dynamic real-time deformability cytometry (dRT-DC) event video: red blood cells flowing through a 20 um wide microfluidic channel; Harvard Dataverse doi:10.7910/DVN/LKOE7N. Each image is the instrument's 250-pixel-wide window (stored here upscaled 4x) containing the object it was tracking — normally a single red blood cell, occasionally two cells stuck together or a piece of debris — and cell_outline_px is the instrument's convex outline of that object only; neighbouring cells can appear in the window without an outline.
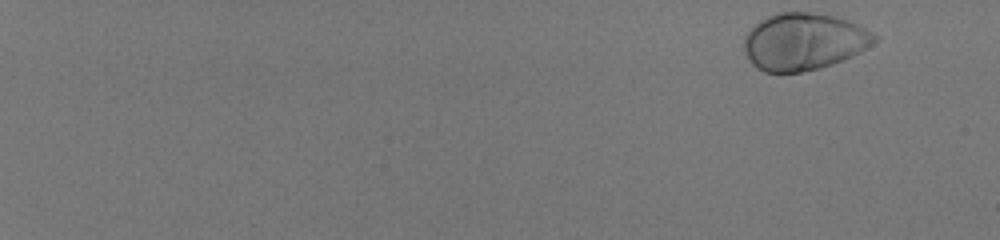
{"species": "human", "species_latin": "Homo sapiens", "temperature_condition": "room temperature", "stored_images_in_passage": 54, "camera_frame_rate_fps": 3000, "um_per_image_px": 0.085, "donor": {"sex": "male"}, "frame": {"image": 1, "passage_image": 1, "time_ms": 0.0, "image_size_px": [1000, 240], "cell_outline_px": [[880, 40], [860, 52], [852, 56], [832, 64], [820, 68], [800, 72], [764, 72], [756, 68], [748, 60], [744, 52], [744, 36], [760, 20], [776, 12], [808, 12], [832, 16], [848, 20], [880, 36]], "centroid_in_image_um": [68.33, 3.54], "position_along_channel_um": 16.7, "area_um2": 43.52}}
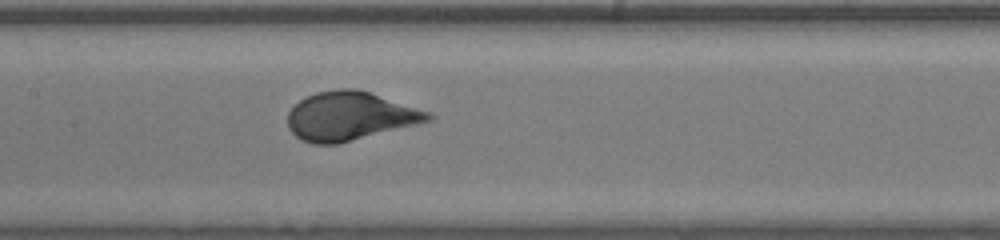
{"frame": {"image": 2, "passage_image": 31, "time_ms": 10.0, "image_size_px": [1000, 240], "cell_outline_px": [[436, 116], [432, 120], [340, 144], [312, 144], [300, 140], [288, 128], [288, 112], [300, 100], [316, 92], [340, 88], [356, 88], [432, 112]], "centroid_in_image_um": [29.76, 9.88], "position_along_channel_um": 177.6, "area_um2": 39.94}}
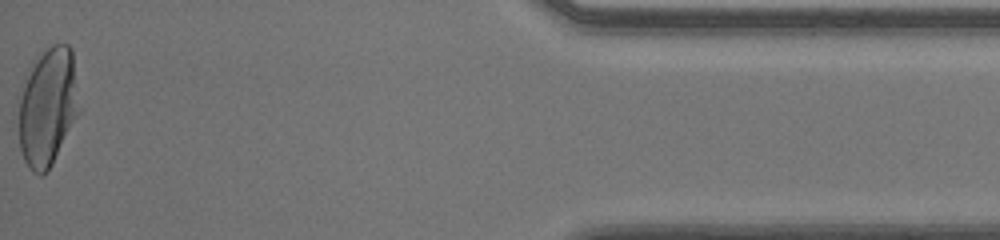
{"frame": {"image": 3, "passage_image": 54, "time_ms": 17.667, "image_size_px": [1000, 240], "cell_outline_px": [[80, 112], [48, 172], [40, 176], [32, 172], [28, 168], [24, 160], [20, 148], [12, 116], [32, 60], [44, 48], [52, 44], [68, 44], [72, 48], [80, 108]], "centroid_in_image_um": [3.98, 9.1], "position_along_channel_um": 431.2, "area_um2": 43.7}, "authors_computed_cell_mechanics": {"area_um2": 40.46, "velocity_mm_per_s": 4.011, "shape_relaxation_time_tau1_ms": 2.5198, "shape_relaxation_time_tau2_ms": null, "deformation_change_tau1": 0.1752, "deformation_change_tau2": null}}